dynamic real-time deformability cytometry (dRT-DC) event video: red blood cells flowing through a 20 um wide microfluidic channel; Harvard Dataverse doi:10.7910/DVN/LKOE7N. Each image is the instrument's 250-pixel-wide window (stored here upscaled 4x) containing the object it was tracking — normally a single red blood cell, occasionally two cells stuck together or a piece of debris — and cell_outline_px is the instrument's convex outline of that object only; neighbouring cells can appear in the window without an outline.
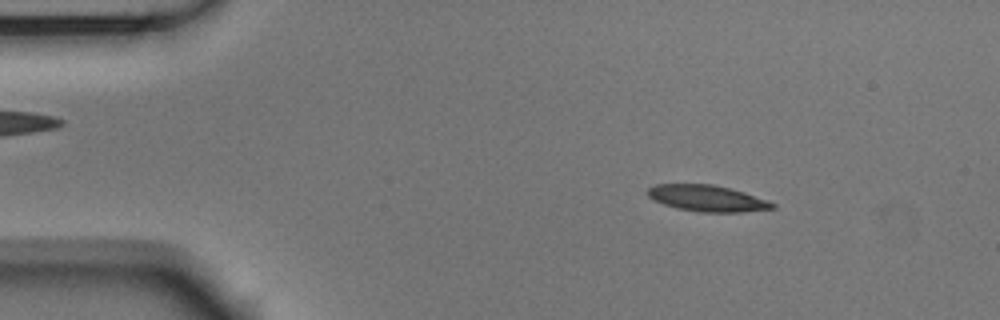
{"species": "Egyptian fruit bat (a non-hibernating species)", "species_latin": "Rousettus aegyptiacus", "temperature_condition": "room temperature", "stored_images_in_passage": 52, "camera_frame_rate_fps": 3000, "um_per_image_px": 0.085, "animal": {"sex": "male"}, "frame": {"image": 1, "passage_image": 7, "time_ms": 2.0, "image_size_px": [1000, 320], "cell_outline_px": [[776, 208], [744, 212], [700, 212], [676, 208], [652, 200], [648, 196], [648, 188], [656, 184], [712, 184], [744, 192], [768, 200], [776, 204]], "centroid_in_image_um": [60.12, 16.86], "position_along_channel_um": 24.9, "area_um2": 19.13}}
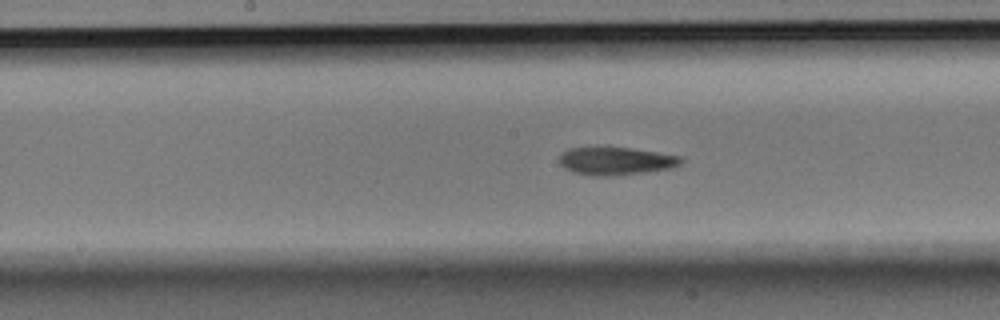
{"frame": {"image": 2, "passage_image": 26, "time_ms": 8.333, "image_size_px": [1000, 320], "cell_outline_px": [[684, 160], [676, 168], [648, 172], [612, 176], [592, 176], [576, 172], [564, 168], [560, 164], [560, 156], [568, 148], [628, 148], [656, 152], [680, 156]], "centroid_in_image_um": [52.41, 13.71], "position_along_channel_um": 195.8, "area_um2": 19.65}}
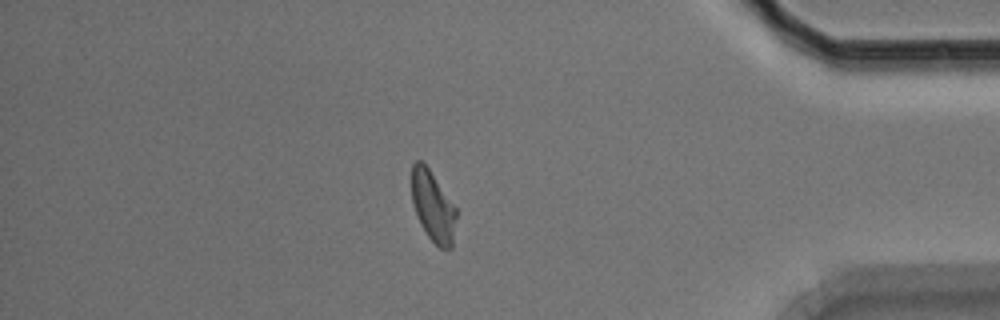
{"frame": {"image": 3, "passage_image": 45, "time_ms": 14.667, "image_size_px": [1000, 320], "cell_outline_px": [[456, 216], [452, 248], [440, 248], [428, 236], [420, 224], [416, 216], [412, 204], [412, 164], [416, 160], [420, 160], [428, 168], [456, 208]], "centroid_in_image_um": [36.78, 17.55], "position_along_channel_um": 398.4, "area_um2": 18.09}, "authors_computed_cell_mechanics": {"area_um2": 19.4208, "velocity_mm_per_s": 3.7451, "shape_relaxation_time_tau1_ms": 7.5828, "shape_relaxation_time_tau2_ms": 5.397, "deformation_change_tau1": 0.2068, "deformation_change_tau2": 0.1227}}